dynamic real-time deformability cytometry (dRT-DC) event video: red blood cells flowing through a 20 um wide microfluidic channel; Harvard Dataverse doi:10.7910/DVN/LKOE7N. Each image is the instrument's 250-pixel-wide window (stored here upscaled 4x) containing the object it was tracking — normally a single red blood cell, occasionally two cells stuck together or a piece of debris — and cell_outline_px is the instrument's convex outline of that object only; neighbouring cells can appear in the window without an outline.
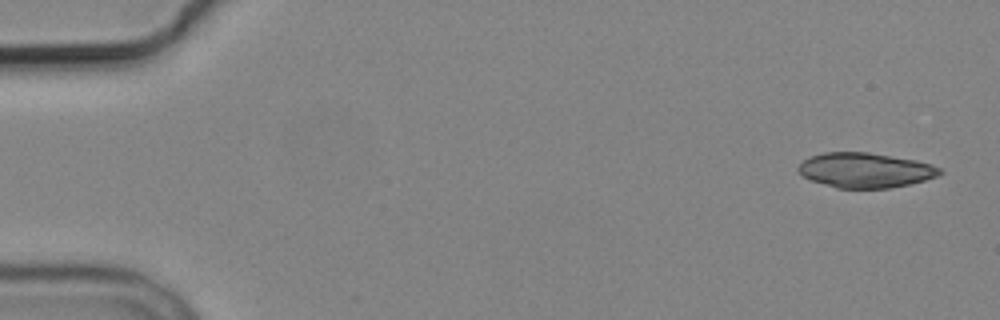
{"species": "common noctule bat (a hibernating species)", "species_latin": "Nyctalus noctula", "temperature_condition": "cold", "stored_images_in_passage": 3, "camera_frame_rate_fps": 3000, "um_per_image_px": 0.085, "animal": {"sex": "male", "body_mass_g": 19.2, "forearm_length_mm": 51.8}, "frame": {"image": 1, "passage_image": 1, "time_ms": 0.0, "image_size_px": [1000, 320], "cell_outline_px": [[944, 172], [936, 176], [924, 180], [892, 188], [836, 188], [812, 180], [804, 176], [796, 168], [804, 160], [812, 156], [824, 152], [868, 152], [916, 160], [932, 164], [940, 168]], "centroid_in_image_um": [73.57, 14.46], "position_along_channel_um": 11.4, "area_um2": 28.61}}